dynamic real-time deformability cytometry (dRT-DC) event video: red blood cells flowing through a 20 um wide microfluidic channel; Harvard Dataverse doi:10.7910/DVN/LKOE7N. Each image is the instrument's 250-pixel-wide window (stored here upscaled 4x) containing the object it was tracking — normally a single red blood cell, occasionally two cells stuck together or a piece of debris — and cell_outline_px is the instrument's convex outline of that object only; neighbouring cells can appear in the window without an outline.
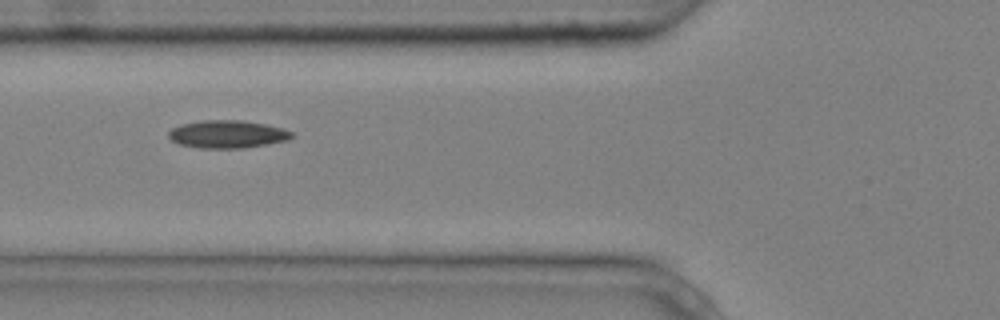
{"species": "common noctule bat (a hibernating species)", "species_latin": "Nyctalus noctula", "temperature_condition": "cold", "stored_images_in_passage": 4, "camera_frame_rate_fps": 3000, "um_per_image_px": 0.085, "animal": {"sex": "male", "body_mass_g": 20.4}, "frame": {"image": 1, "passage_image": 2, "time_ms": 0.333, "image_size_px": [1000, 320], "cell_outline_px": [[296, 136], [288, 140], [268, 144], [244, 148], [200, 148], [180, 144], [172, 140], [168, 136], [168, 132], [172, 128], [180, 124], [204, 120], [240, 120], [264, 124], [280, 128], [292, 132]], "centroid_in_image_um": [19.33, 11.41], "position_along_channel_um": 106.5, "area_um2": 19.88}}